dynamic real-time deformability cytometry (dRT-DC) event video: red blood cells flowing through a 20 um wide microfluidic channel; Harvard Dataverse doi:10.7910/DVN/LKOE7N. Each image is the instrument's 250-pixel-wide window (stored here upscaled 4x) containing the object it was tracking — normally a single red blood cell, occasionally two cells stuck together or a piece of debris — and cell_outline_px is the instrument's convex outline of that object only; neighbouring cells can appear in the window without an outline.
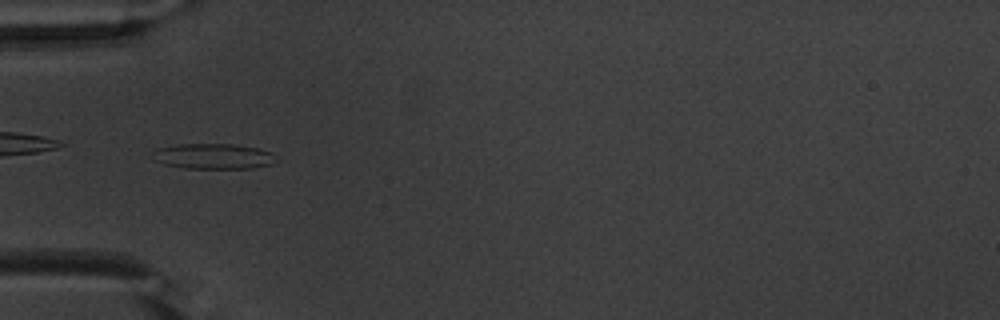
{"species": "common noctule bat (a hibernating species)", "species_latin": "Nyctalus noctula", "temperature_condition": "warm", "stored_images_in_passage": 47, "camera_frame_rate_fps": 3000, "um_per_image_px": 0.085, "animal": {"sex": "male", "body_mass_g": 20.1, "forearm_length_mm": 53.5}, "frame": {"image": 1, "passage_image": 11, "time_ms": 3.333, "image_size_px": [1000, 320], "cell_outline_px": [[272, 164], [252, 168], [184, 168], [164, 164], [152, 160], [152, 152], [156, 148], [176, 144], [232, 144], [256, 148], [272, 152]], "centroid_in_image_um": [18.02, 13.28], "position_along_channel_um": 67.0, "area_um2": 18.21}}
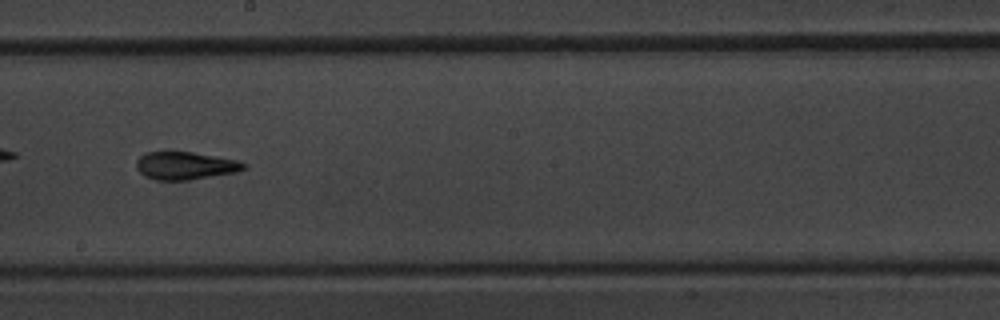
{"frame": {"image": 2, "passage_image": 24, "time_ms": 7.667, "image_size_px": [1000, 320], "cell_outline_px": [[248, 168], [236, 172], [188, 180], [156, 180], [144, 176], [136, 168], [136, 160], [144, 152], [192, 152], [236, 160], [248, 164]], "centroid_in_image_um": [15.74, 14.08], "position_along_channel_um": 232.5, "area_um2": 17.4}}
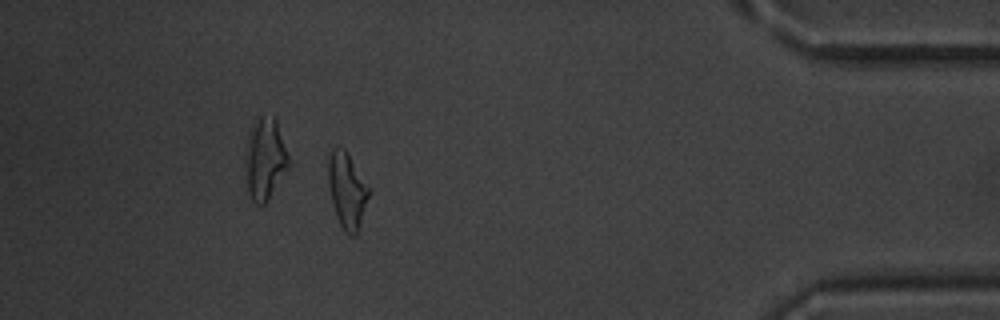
{"frame": {"image": 3, "passage_image": 41, "time_ms": 13.333, "image_size_px": [1000, 320], "cell_outline_px": [[368, 196], [356, 232], [352, 236], [348, 236], [344, 232], [336, 216], [328, 184], [328, 156], [332, 148], [344, 148], [348, 152], [368, 188]], "centroid_in_image_um": [29.44, 16.14], "position_along_channel_um": 405.8, "area_um2": 17.28}, "authors_computed_cell_mechanics": {"area_um2": 17.7446, "velocity_mm_per_s": 3.8365, "shape_relaxation_time_tau1_ms": 10.8124, "shape_relaxation_time_tau2_ms": 2.4376, "deformation_change_tau1": 0.2671, "deformation_change_tau2": 0.1137}}